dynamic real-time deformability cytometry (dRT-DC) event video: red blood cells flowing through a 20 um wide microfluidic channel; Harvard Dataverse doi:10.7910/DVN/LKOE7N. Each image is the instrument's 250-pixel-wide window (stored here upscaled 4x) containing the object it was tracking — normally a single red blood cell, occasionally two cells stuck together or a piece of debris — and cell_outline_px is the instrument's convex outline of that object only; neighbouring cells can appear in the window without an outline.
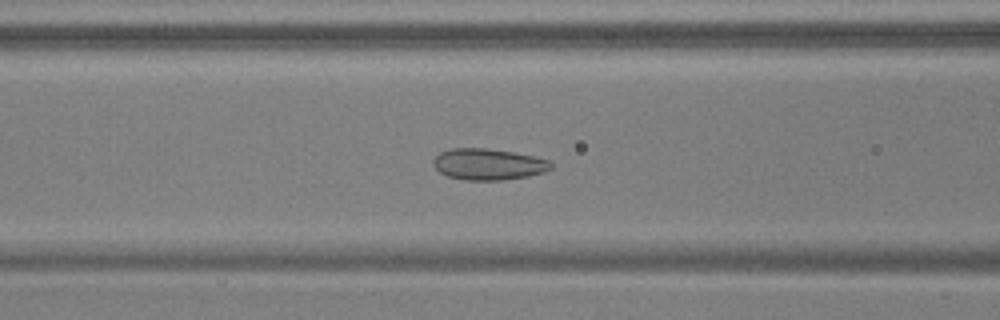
{"species": "common noctule bat (a hibernating species)", "species_latin": "Nyctalus noctula", "temperature_condition": "warm", "stored_images_in_passage": 53, "camera_frame_rate_fps": 3000, "um_per_image_px": 0.085, "animal": {"sex": "male", "body_mass_g": 17.9, "forearm_length_mm": 54.2}, "frame": {"image": 1, "passage_image": 21, "time_ms": 6.667, "image_size_px": [1000, 320], "cell_outline_px": [[552, 168], [544, 172], [528, 176], [504, 180], [464, 180], [448, 176], [440, 172], [432, 164], [432, 160], [440, 152], [452, 148], [488, 148], [516, 152], [548, 160], [552, 164]], "centroid_in_image_um": [41.5, 13.96], "position_along_channel_um": 125.1, "area_um2": 21.56}}
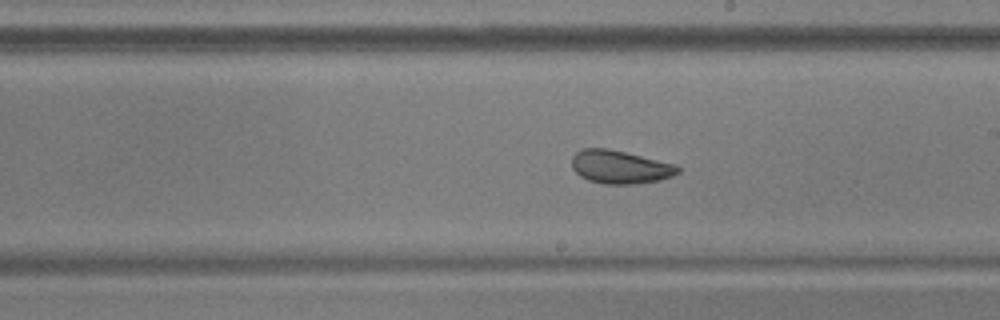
{"frame": {"image": 2, "passage_image": 30, "time_ms": 9.667, "image_size_px": [1000, 320], "cell_outline_px": [[680, 172], [672, 176], [660, 180], [636, 184], [604, 184], [588, 180], [580, 176], [572, 168], [572, 156], [576, 152], [584, 148], [608, 148], [676, 164], [680, 168]], "centroid_in_image_um": [52.71, 14.2], "position_along_channel_um": 236.3, "area_um2": 20.63}}
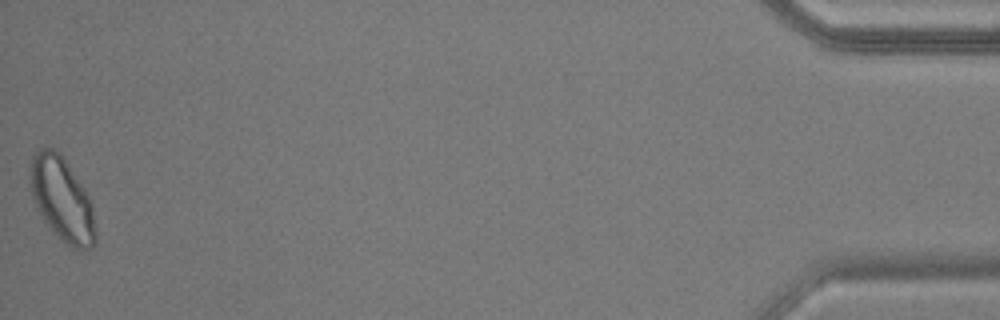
{"frame": {"image": 3, "passage_image": 53, "time_ms": 17.333, "image_size_px": [1000, 320], "cell_outline_px": [[96, 244], [92, 248], [80, 252], [68, 244], [52, 232], [44, 220], [32, 200], [28, 180], [32, 156], [40, 148], [52, 148], [60, 152], [88, 192], [92, 208], [96, 232]], "centroid_in_image_um": [5.27, 16.95], "position_along_channel_um": 429.9, "area_um2": 32.48}, "authors_computed_cell_mechanics": {"area_um2": 23.5246, "velocity_mm_per_s": 3.7136, "shape_relaxation_time_tau1_ms": null, "shape_relaxation_time_tau2_ms": 1.2454, "deformation_change_tau1": null, "deformation_change_tau2": 0.0675}}